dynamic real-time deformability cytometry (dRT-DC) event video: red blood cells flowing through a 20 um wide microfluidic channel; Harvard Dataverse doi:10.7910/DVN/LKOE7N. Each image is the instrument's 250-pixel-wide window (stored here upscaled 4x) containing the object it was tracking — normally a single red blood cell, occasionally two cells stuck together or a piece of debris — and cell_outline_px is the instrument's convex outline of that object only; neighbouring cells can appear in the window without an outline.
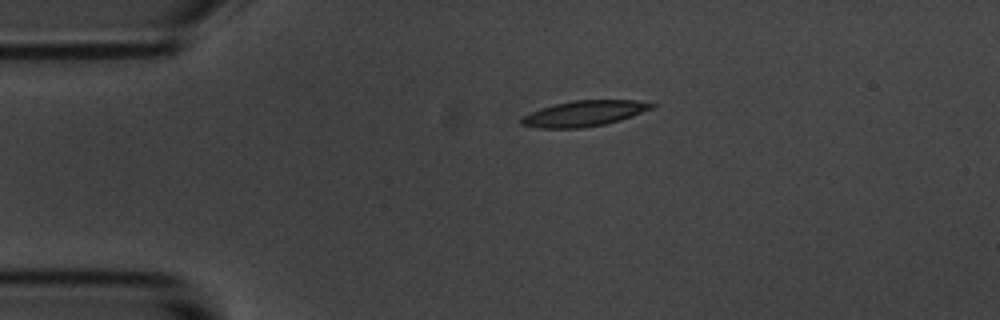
{"species": "common noctule bat (a hibernating species)", "species_latin": "Nyctalus noctula", "temperature_condition": "room temperature", "stored_images_in_passage": 2, "camera_frame_rate_fps": 3000, "um_per_image_px": 0.085, "animal": {"sex": "male", "body_mass_g": 20.1, "forearm_length_mm": 53.5}, "frame": {"image": 1, "passage_image": 1, "time_ms": 0.0, "image_size_px": [1000, 320], "cell_outline_px": [[656, 104], [652, 108], [632, 116], [620, 120], [604, 124], [584, 128], [540, 128], [520, 124], [520, 116], [540, 108], [572, 100], [636, 100]], "centroid_in_image_um": [49.61, 9.64], "position_along_channel_um": 35.4, "area_um2": 19.48}}